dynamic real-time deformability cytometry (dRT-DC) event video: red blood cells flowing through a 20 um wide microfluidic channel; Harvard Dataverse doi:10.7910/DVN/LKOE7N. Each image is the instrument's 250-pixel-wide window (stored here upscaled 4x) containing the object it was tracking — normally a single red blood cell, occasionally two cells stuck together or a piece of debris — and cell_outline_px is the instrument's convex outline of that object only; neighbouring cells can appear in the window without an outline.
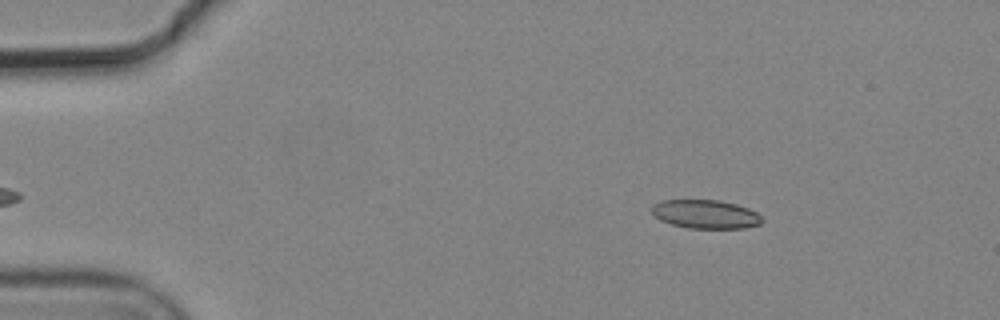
{"species": "common noctule bat (a hibernating species)", "species_latin": "Nyctalus noctula", "temperature_condition": "cold", "stored_images_in_passage": 3, "camera_frame_rate_fps": 3000, "um_per_image_px": 0.085, "animal": {"sex": "male", "body_mass_g": 19.2, "forearm_length_mm": 51.8}, "frame": {"image": 1, "passage_image": 3, "time_ms": 0.667, "image_size_px": [1000, 320], "cell_outline_px": [[764, 220], [760, 224], [744, 228], [688, 228], [672, 224], [660, 220], [652, 212], [652, 204], [660, 200], [720, 200], [736, 204], [748, 208], [756, 212]], "centroid_in_image_um": [59.97, 18.2], "position_along_channel_um": 25.0, "area_um2": 18.44}}